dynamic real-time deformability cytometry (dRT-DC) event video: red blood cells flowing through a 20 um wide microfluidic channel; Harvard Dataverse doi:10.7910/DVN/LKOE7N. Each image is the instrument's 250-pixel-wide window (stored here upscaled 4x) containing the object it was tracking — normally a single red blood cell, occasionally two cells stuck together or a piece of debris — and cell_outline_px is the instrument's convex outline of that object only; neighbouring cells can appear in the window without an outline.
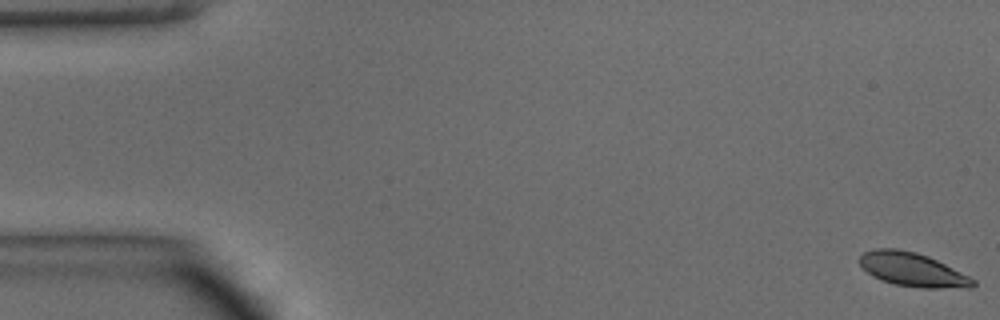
{"species": "common noctule bat (a hibernating species)", "species_latin": "Nyctalus noctula", "temperature_condition": "warm", "stored_images_in_passage": 49, "camera_frame_rate_fps": 3000, "um_per_image_px": 0.085, "animal": {"sex": "male", "body_mass_g": 15.6}, "frame": {"image": 1, "passage_image": 1, "time_ms": 0.0, "image_size_px": [1000, 320], "cell_outline_px": [[976, 284], [972, 288], [920, 288], [896, 284], [880, 280], [872, 276], [856, 260], [864, 252], [872, 248], [896, 248], [916, 252], [928, 256], [976, 280]], "centroid_in_image_um": [77.53, 22.91], "position_along_channel_um": 7.5, "area_um2": 22.37}}
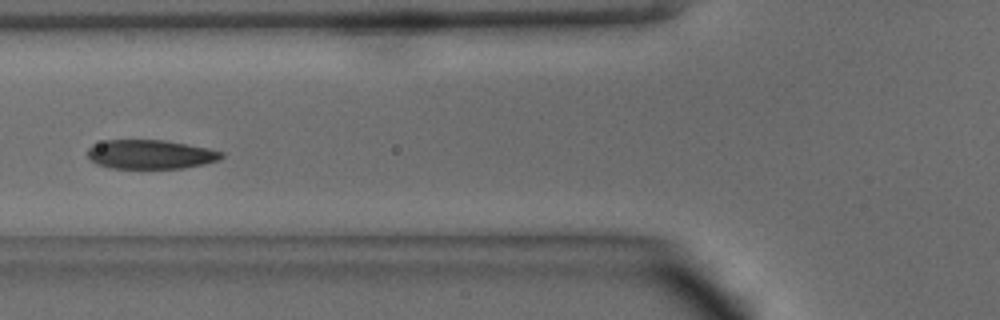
{"frame": {"image": 2, "passage_image": 19, "time_ms": 6.0, "image_size_px": [1000, 320], "cell_outline_px": [[224, 156], [216, 160], [204, 164], [184, 168], [108, 168], [96, 164], [88, 156], [88, 148], [92, 144], [104, 140], [164, 140], [208, 148], [224, 152]], "centroid_in_image_um": [12.76, 13.12], "position_along_channel_um": 113.0, "area_um2": 22.72}}
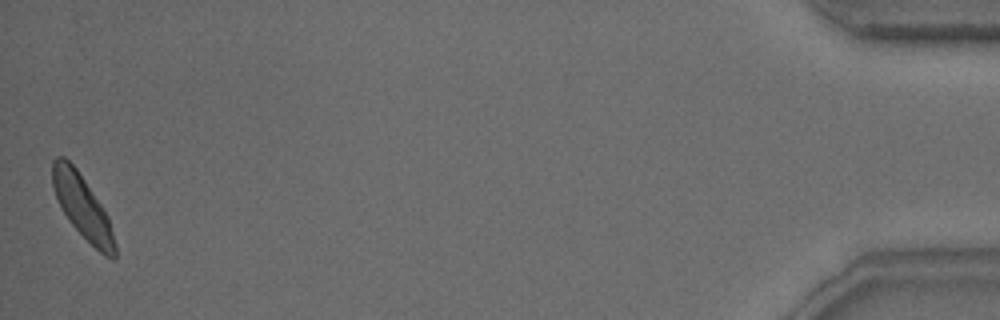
{"frame": {"image": 3, "passage_image": 49, "time_ms": 16.0, "image_size_px": [1000, 320], "cell_outline_px": [[116, 260], [112, 260], [104, 256], [72, 224], [64, 212], [56, 196], [52, 184], [52, 160], [56, 156], [64, 156], [76, 168], [108, 216], [116, 244]], "centroid_in_image_um": [7.02, 17.58], "position_along_channel_um": 428.2, "area_um2": 22.48}, "authors_computed_cell_mechanics": {"area_um2": 23.0044, "velocity_mm_per_s": 4.0992, "shape_relaxation_time_tau1_ms": 3.3512, "shape_relaxation_time_tau2_ms": 3.3068, "deformation_change_tau1": 0.1397, "deformation_change_tau2": 0.1027}}